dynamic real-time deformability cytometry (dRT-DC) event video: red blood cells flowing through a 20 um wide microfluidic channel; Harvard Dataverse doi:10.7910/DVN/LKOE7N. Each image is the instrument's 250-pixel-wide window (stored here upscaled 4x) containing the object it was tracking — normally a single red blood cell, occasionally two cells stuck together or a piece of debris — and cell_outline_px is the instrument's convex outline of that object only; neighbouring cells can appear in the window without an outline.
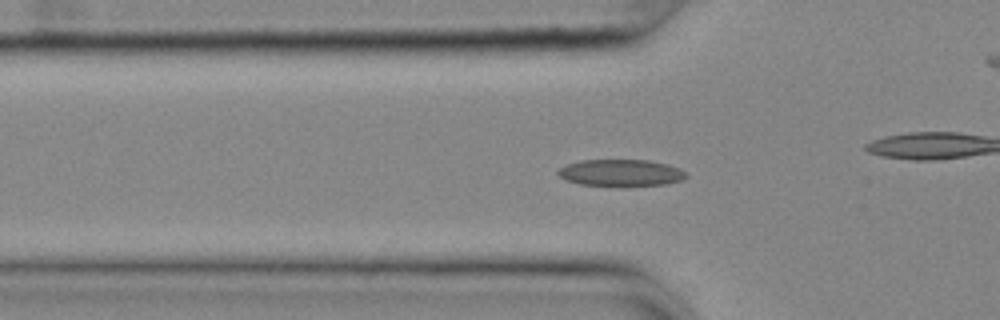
{"species": "common noctule bat (a hibernating species)", "species_latin": "Nyctalus noctula", "temperature_condition": "cold", "stored_images_in_passage": 41, "camera_frame_rate_fps": 3000, "um_per_image_px": 0.085, "animal": {"sex": "female", "body_mass_g": 25.1}, "frame": {"image": 1, "passage_image": 3, "time_ms": 0.667, "image_size_px": [1000, 320], "cell_outline_px": [[688, 176], [680, 180], [664, 184], [580, 184], [568, 180], [560, 176], [556, 172], [560, 168], [568, 164], [580, 160], [648, 160], [668, 164], [680, 168]], "centroid_in_image_um": [52.78, 14.65], "position_along_channel_um": 73.0, "area_um2": 19.19}}
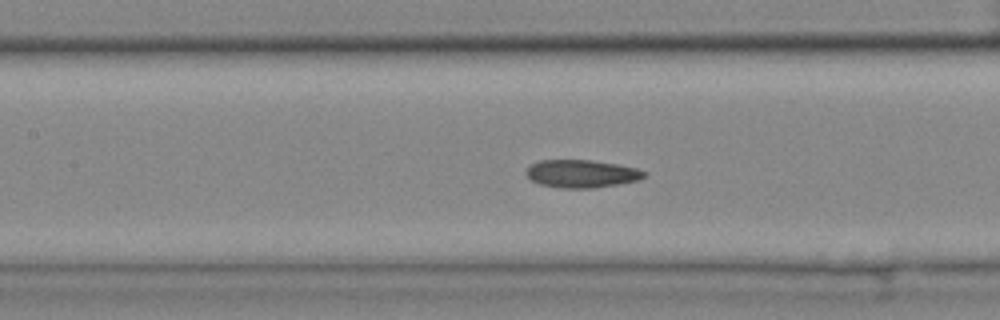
{"frame": {"image": 2, "passage_image": 10, "time_ms": 3.0, "image_size_px": [1000, 320], "cell_outline_px": [[648, 176], [640, 180], [592, 188], [564, 188], [540, 184], [532, 180], [524, 172], [532, 164], [540, 160], [592, 160], [616, 164], [636, 168], [648, 172]], "centroid_in_image_um": [49.48, 14.76], "position_along_channel_um": 157.9, "area_um2": 19.07}}
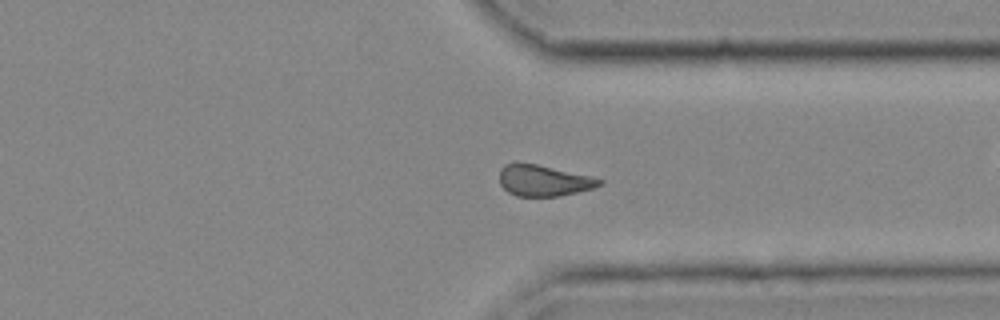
{"frame": {"image": 3, "passage_image": 27, "time_ms": 8.667, "image_size_px": [1000, 320], "cell_outline_px": [[604, 184], [592, 188], [560, 196], [516, 196], [508, 192], [500, 184], [500, 168], [504, 164], [516, 160], [536, 164], [588, 176], [604, 180]], "centroid_in_image_um": [46.14, 15.33], "position_along_channel_um": 365.3, "area_um2": 18.21}, "authors_computed_cell_mechanics": {"area_um2": 18.785, "velocity_mm_per_s": 3.6448, "shape_relaxation_time_tau1_ms": 7.5969, "shape_relaxation_time_tau2_ms": 3.9197, "deformation_change_tau1": 0.1548, "deformation_change_tau2": 0.1153}}